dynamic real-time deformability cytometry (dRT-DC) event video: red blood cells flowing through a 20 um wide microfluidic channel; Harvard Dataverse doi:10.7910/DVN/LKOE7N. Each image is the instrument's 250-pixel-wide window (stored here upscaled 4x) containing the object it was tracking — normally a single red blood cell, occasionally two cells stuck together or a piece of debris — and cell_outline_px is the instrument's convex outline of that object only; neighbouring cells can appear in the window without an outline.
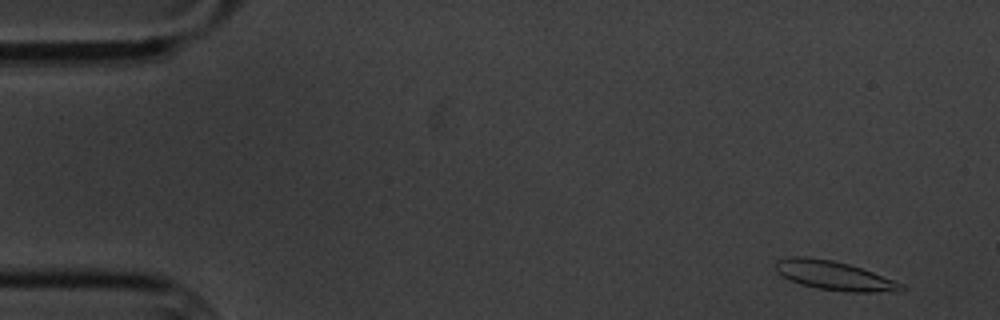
{"species": "common noctule bat (a hibernating species)", "species_latin": "Nyctalus noctula", "temperature_condition": "cold", "stored_images_in_passage": 6, "camera_frame_rate_fps": 3000, "um_per_image_px": 0.085, "animal": {"sex": "male", "body_mass_g": 20.1, "forearm_length_mm": 53.5}, "frame": {"image": 1, "passage_image": 1, "time_ms": 0.0, "image_size_px": [1000, 320], "cell_outline_px": [[908, 288], [896, 292], [848, 292], [816, 288], [800, 284], [788, 280], [776, 272], [776, 260], [792, 256], [808, 256], [832, 260], [848, 264], [872, 272], [904, 284]], "centroid_in_image_um": [70.9, 23.43], "position_along_channel_um": 14.1, "area_um2": 21.44}}
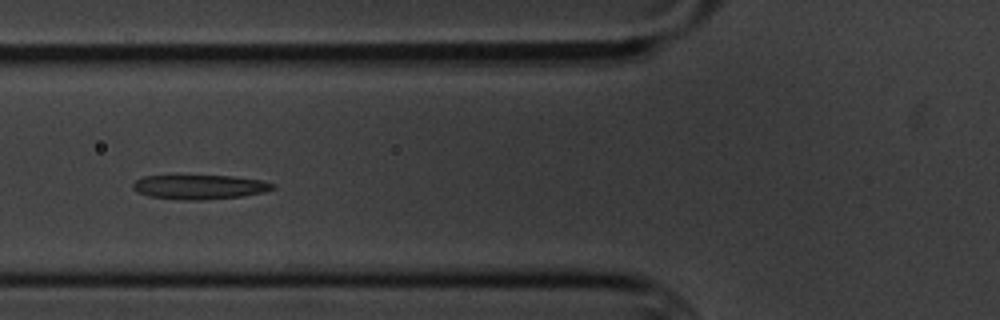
{"frame": {"image": 2, "passage_image": 6, "time_ms": 6.0, "image_size_px": [1000, 320], "cell_outline_px": [[276, 188], [264, 192], [244, 196], [200, 200], [184, 200], [148, 196], [136, 192], [132, 188], [132, 184], [136, 180], [144, 176], [232, 176], [260, 180], [276, 184]], "centroid_in_image_um": [16.97, 15.9], "position_along_channel_um": 108.8, "area_um2": 19.88}}